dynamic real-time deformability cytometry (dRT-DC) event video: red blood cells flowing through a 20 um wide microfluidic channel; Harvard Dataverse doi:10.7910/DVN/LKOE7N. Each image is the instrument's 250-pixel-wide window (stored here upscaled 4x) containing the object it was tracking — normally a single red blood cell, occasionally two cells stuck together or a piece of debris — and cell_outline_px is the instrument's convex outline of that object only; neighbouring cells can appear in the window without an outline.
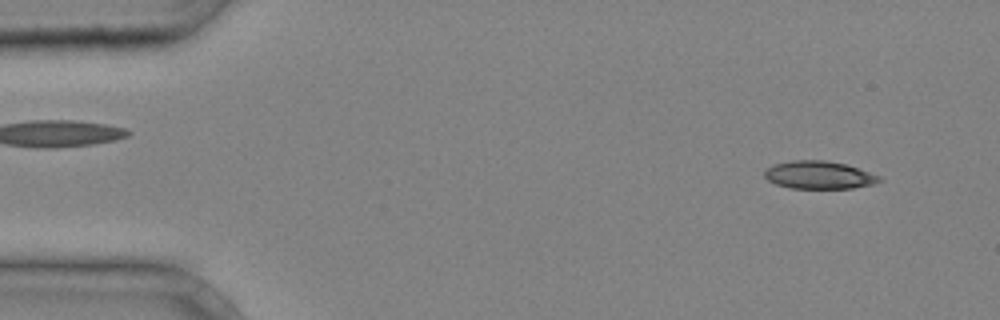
{"species": "common noctule bat (a hibernating species)", "species_latin": "Nyctalus noctula", "temperature_condition": "cold", "stored_images_in_passage": 40, "camera_frame_rate_fps": 3000, "um_per_image_px": 0.085, "animal": {"sex": "male", "body_mass_g": 20.4}, "frame": {"image": 1, "passage_image": 3, "time_ms": 0.667, "image_size_px": [1000, 320], "cell_outline_px": [[884, 180], [872, 184], [852, 188], [788, 188], [776, 184], [768, 180], [764, 176], [764, 172], [772, 164], [792, 160], [824, 160], [848, 164], [880, 176]], "centroid_in_image_um": [69.61, 14.87], "position_along_channel_um": 15.4, "area_um2": 18.73}}
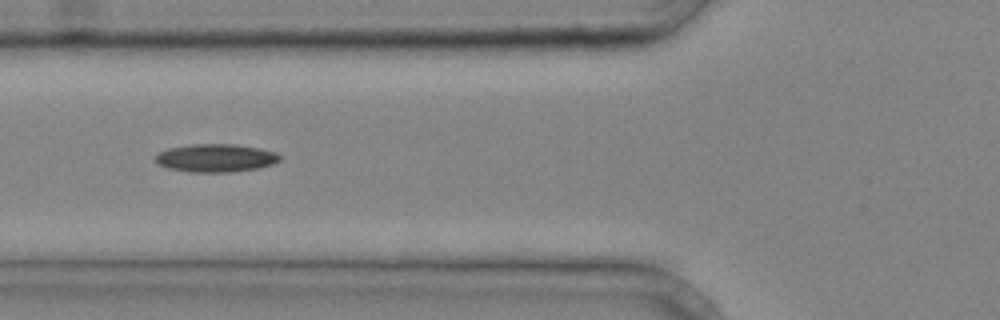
{"frame": {"image": 2, "passage_image": 15, "time_ms": 4.667, "image_size_px": [1000, 320], "cell_outline_px": [[284, 156], [280, 160], [272, 164], [256, 168], [228, 172], [188, 172], [168, 168], [160, 164], [156, 160], [156, 156], [160, 152], [168, 148], [192, 144], [236, 144], [260, 148], [276, 152]], "centroid_in_image_um": [18.38, 13.42], "position_along_channel_um": 107.4, "area_um2": 20.29}}
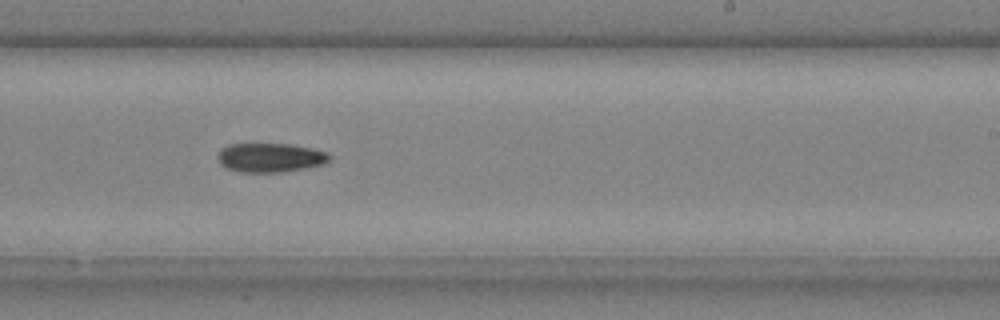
{"frame": {"image": 3, "passage_image": 25, "time_ms": 8.0, "image_size_px": [1000, 320], "cell_outline_px": [[332, 160], [324, 164], [304, 168], [280, 172], [240, 172], [228, 168], [220, 164], [216, 156], [220, 148], [228, 144], [288, 144], [312, 148], [328, 152], [332, 156]], "centroid_in_image_um": [22.98, 13.39], "position_along_channel_um": 266.0, "area_um2": 19.13}}